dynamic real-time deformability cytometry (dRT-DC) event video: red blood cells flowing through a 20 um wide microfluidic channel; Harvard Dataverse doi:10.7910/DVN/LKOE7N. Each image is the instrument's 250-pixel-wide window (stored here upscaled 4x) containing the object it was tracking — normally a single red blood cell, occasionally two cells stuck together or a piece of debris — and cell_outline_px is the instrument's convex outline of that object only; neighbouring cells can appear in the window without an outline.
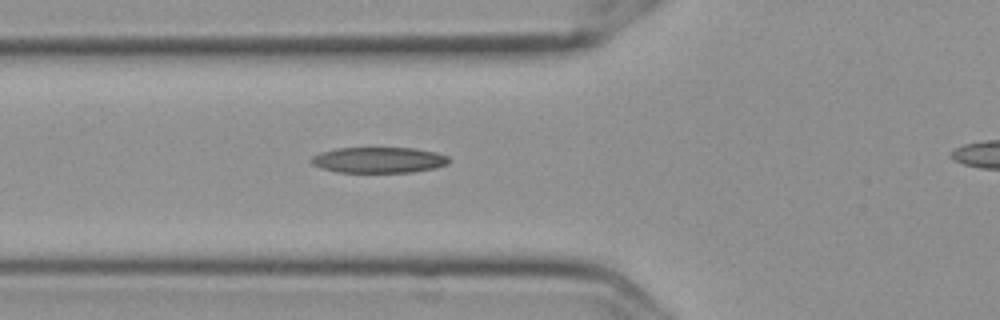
{"species": "Egyptian fruit bat (a non-hibernating species)", "species_latin": "Rousettus aegyptiacus", "temperature_condition": "cold", "stored_images_in_passage": 3, "segment_of_instrument_passage": [1, 2], "camera_frame_rate_fps": 3000, "um_per_image_px": 0.085, "frame": {"image": 1, "passage_image": 2, "time_ms": 0.333, "image_size_px": [1000, 320], "cell_outline_px": [[448, 164], [436, 168], [412, 172], [336, 172], [320, 168], [312, 164], [308, 160], [312, 156], [320, 152], [336, 148], [416, 148], [436, 152], [448, 156]], "centroid_in_image_um": [32.16, 13.6], "position_along_channel_um": 93.6, "area_um2": 20.87}}